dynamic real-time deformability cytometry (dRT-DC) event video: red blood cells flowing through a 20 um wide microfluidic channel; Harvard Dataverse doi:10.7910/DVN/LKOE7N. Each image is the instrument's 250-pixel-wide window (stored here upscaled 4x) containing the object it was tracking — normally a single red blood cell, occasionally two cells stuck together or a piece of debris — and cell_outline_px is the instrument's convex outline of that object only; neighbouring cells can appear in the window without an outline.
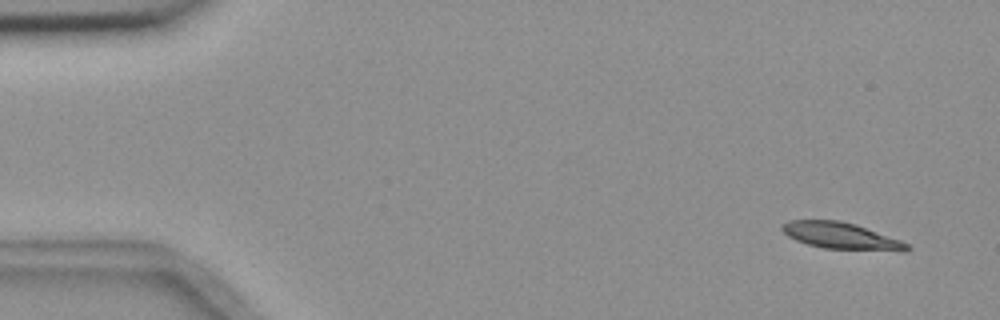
{"species": "common noctule bat (a hibernating species)", "species_latin": "Nyctalus noctula", "temperature_condition": "room temperature", "stored_images_in_passage": 5, "camera_frame_rate_fps": 3000, "um_per_image_px": 0.085, "animal": {"sex": "female", "body_mass_g": 18.4}, "frame": {"image": 1, "passage_image": 1, "time_ms": 0.0, "image_size_px": [1000, 320], "cell_outline_px": [[912, 248], [908, 252], [900, 252], [824, 248], [808, 244], [796, 240], [788, 236], [780, 228], [780, 224], [788, 220], [840, 220], [856, 224], [900, 240], [908, 244]], "centroid_in_image_um": [71.53, 20.06], "position_along_channel_um": 13.5, "area_um2": 19.65}}
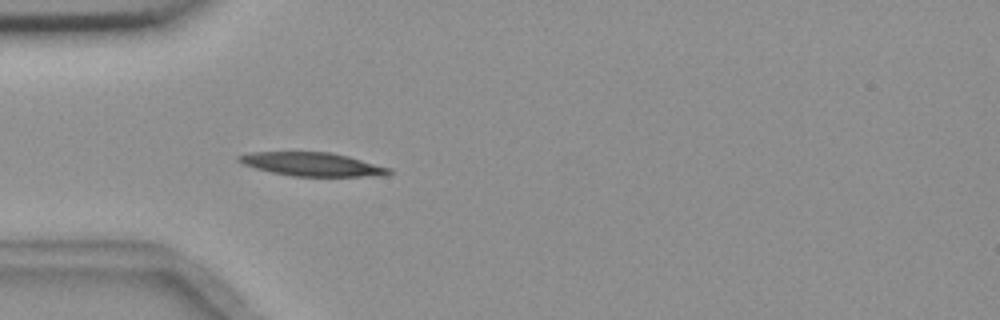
{"frame": {"image": 2, "passage_image": 5, "time_ms": 4.333, "image_size_px": [1000, 320], "cell_outline_px": [[392, 172], [388, 176], [292, 176], [272, 172], [256, 168], [244, 164], [236, 160], [236, 156], [248, 152], [332, 152], [348, 156], [392, 168]], "centroid_in_image_um": [26.57, 13.96], "position_along_channel_um": 58.4, "area_um2": 20.75}}